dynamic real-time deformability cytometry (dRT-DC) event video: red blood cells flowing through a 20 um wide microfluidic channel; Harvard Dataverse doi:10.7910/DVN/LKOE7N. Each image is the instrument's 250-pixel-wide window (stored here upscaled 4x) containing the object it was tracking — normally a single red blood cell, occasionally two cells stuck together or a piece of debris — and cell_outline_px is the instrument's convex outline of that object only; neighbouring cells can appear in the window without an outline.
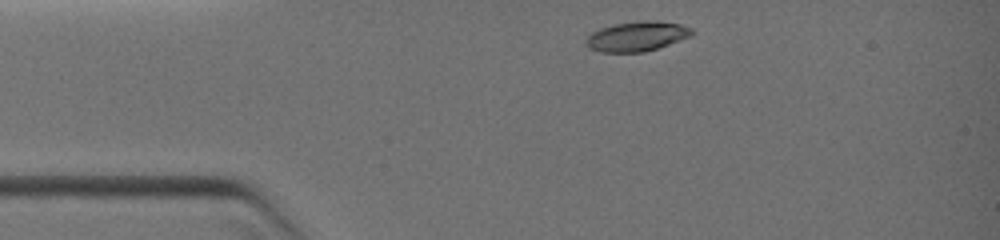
{"species": "common noctule bat (a hibernating species)", "species_latin": "Nyctalus noctula", "temperature_condition": "warm", "stored_images_in_passage": 20, "camera_frame_rate_fps": 3000, "um_per_image_px": 0.085, "animal": {"sex": "female", "body_mass_g": 19.0, "forearm_length_mm": 51.5}, "frame": {"image": 1, "passage_image": 1, "time_ms": 0.0, "image_size_px": [1000, 240], "cell_outline_px": [[696, 32], [680, 40], [644, 52], [600, 52], [588, 48], [584, 40], [592, 32], [600, 28], [612, 24], [640, 20], [656, 20], [680, 24], [692, 28]], "centroid_in_image_um": [54.1, 3.07], "position_along_channel_um": 30.9, "area_um2": 18.5}}
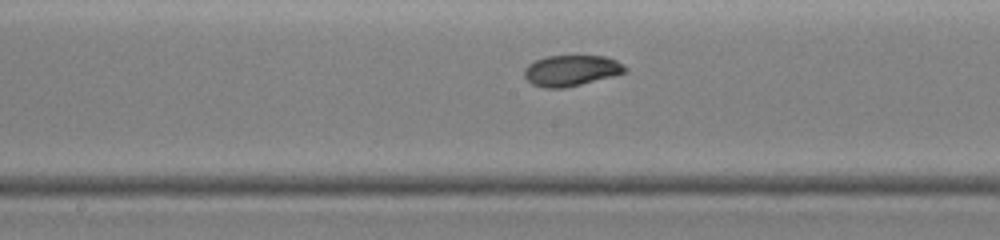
{"frame": {"image": 2, "passage_image": 11, "time_ms": 4.333, "image_size_px": [1000, 240], "cell_outline_px": [[628, 72], [564, 88], [544, 88], [532, 84], [524, 76], [524, 68], [528, 64], [536, 60], [548, 56], [604, 56], [616, 60], [628, 68]], "centroid_in_image_um": [48.55, 5.99], "position_along_channel_um": 199.6, "area_um2": 18.03}}
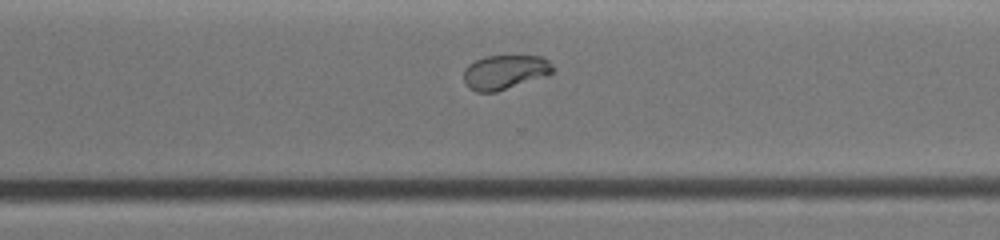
{"frame": {"image": 3, "passage_image": 19, "time_ms": 7.0, "image_size_px": [1000, 240], "cell_outline_px": [[556, 68], [548, 76], [496, 92], [476, 92], [468, 88], [464, 84], [464, 68], [468, 64], [484, 56], [540, 56], [548, 60]], "centroid_in_image_um": [42.92, 6.14], "position_along_channel_um": 327.7, "area_um2": 18.15}}